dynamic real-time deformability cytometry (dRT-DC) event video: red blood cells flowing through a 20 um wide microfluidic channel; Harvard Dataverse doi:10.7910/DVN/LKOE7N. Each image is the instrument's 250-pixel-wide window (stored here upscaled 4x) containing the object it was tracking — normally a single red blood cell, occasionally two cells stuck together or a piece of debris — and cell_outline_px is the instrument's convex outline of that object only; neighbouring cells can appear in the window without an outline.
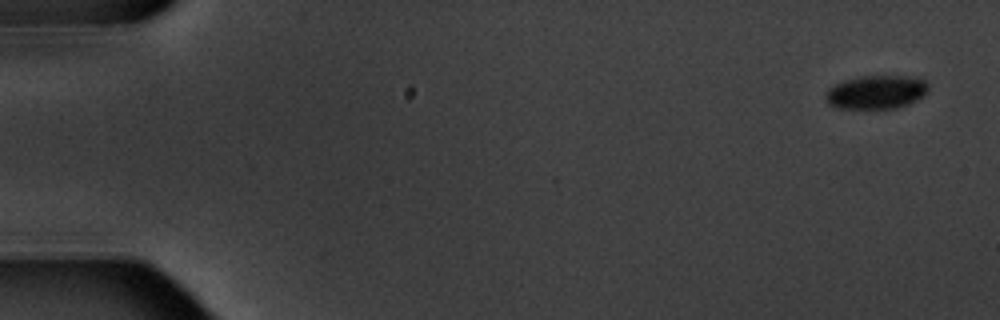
{"species": "common noctule bat (a hibernating species)", "species_latin": "Nyctalus noctula", "temperature_condition": "warm", "stored_images_in_passage": 5, "camera_frame_rate_fps": 3000, "um_per_image_px": 0.085, "animal": {"sex": "male", "body_mass_g": 20.1, "forearm_length_mm": 53.5}, "frame": {"image": 1, "passage_image": 1, "time_ms": 0.0, "image_size_px": [1000, 320], "cell_outline_px": [[928, 92], [924, 96], [908, 104], [896, 108], [840, 108], [828, 104], [824, 100], [824, 92], [832, 84], [844, 80], [860, 76], [916, 76], [924, 80], [928, 84]], "centroid_in_image_um": [74.46, 7.82], "position_along_channel_um": 10.5, "area_um2": 20.46}}
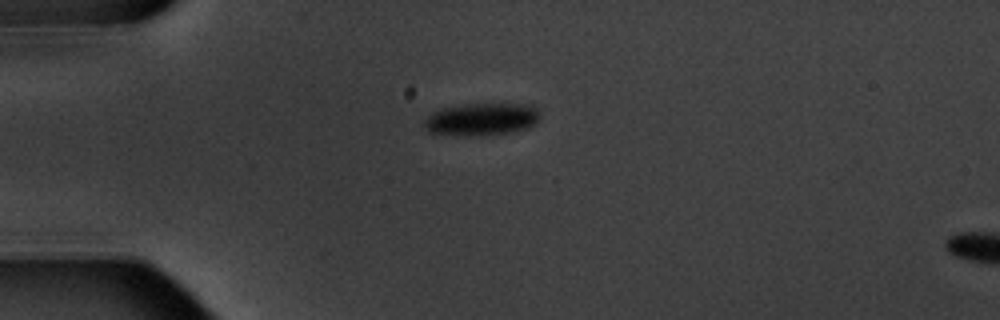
{"frame": {"image": 2, "passage_image": 4, "time_ms": 4.333, "image_size_px": [1000, 320], "cell_outline_px": [[540, 120], [536, 124], [528, 128], [508, 132], [484, 136], [456, 136], [428, 132], [424, 128], [424, 120], [432, 112], [440, 108], [460, 104], [532, 104], [540, 112]], "centroid_in_image_um": [40.93, 10.14], "position_along_channel_um": 44.1, "area_um2": 22.48}}